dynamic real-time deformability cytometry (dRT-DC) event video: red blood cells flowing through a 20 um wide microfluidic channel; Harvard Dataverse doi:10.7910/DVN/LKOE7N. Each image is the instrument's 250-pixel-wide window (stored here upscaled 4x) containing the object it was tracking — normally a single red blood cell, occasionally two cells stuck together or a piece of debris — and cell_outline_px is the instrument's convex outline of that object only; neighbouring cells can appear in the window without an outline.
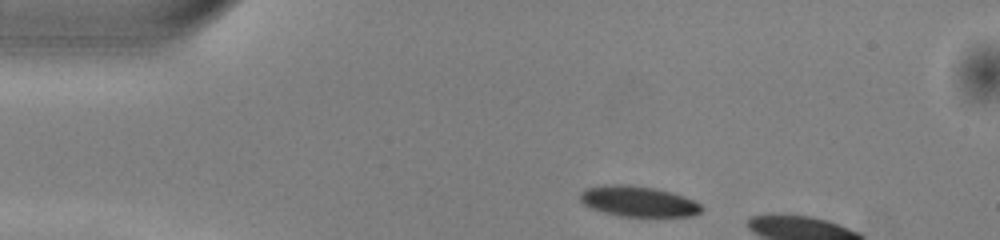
{"species": "common noctule bat (a hibernating species)", "species_latin": "Nyctalus noctula", "temperature_condition": "warm", "stored_images_in_passage": 6, "camera_frame_rate_fps": 3000, "um_per_image_px": 0.085, "animal": {"sex": "male", "body_mass_g": 13.0, "forearm_length_mm": 53.1}, "frame": {"image": 1, "passage_image": 1, "time_ms": 0.0, "image_size_px": [1000, 240], "cell_outline_px": [[704, 208], [700, 212], [692, 216], [620, 216], [588, 208], [580, 200], [580, 192], [584, 188], [604, 184], [628, 184], [656, 188], [672, 192], [684, 196], [700, 204]], "centroid_in_image_um": [54.21, 17.1], "position_along_channel_um": 30.8, "area_um2": 21.85}}